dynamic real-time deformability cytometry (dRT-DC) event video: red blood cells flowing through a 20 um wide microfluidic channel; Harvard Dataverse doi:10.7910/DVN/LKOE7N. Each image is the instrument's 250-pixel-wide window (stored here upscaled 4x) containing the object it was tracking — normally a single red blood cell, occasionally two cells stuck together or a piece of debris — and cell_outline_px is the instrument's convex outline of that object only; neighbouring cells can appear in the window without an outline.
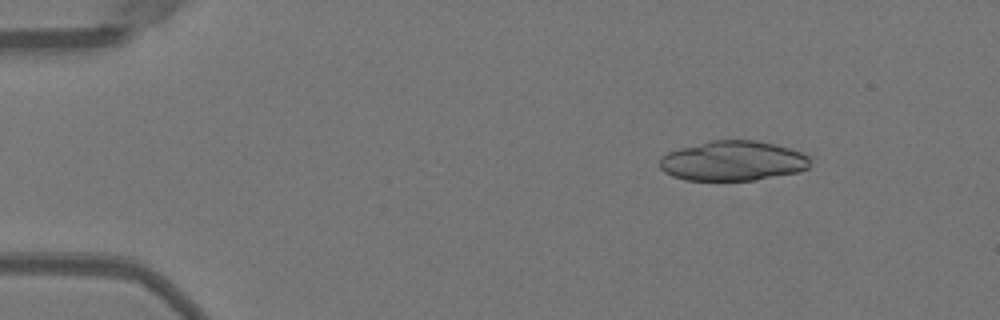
{"species": "Egyptian fruit bat (a non-hibernating species)", "species_latin": "Rousettus aegyptiacus", "temperature_condition": "warm", "stored_images_in_passage": 18, "camera_frame_rate_fps": 3000, "um_per_image_px": 0.085, "animal": {"sex": "female"}, "frame": {"image": 1, "passage_image": 6, "time_ms": 1.667, "image_size_px": [1000, 320], "cell_outline_px": [[808, 168], [800, 172], [752, 180], [684, 180], [672, 176], [664, 172], [656, 164], [660, 156], [668, 152], [680, 148], [712, 140], [756, 140], [776, 144], [800, 152], [808, 156]], "centroid_in_image_um": [62.23, 13.68], "position_along_channel_um": 22.8, "area_um2": 35.08}}